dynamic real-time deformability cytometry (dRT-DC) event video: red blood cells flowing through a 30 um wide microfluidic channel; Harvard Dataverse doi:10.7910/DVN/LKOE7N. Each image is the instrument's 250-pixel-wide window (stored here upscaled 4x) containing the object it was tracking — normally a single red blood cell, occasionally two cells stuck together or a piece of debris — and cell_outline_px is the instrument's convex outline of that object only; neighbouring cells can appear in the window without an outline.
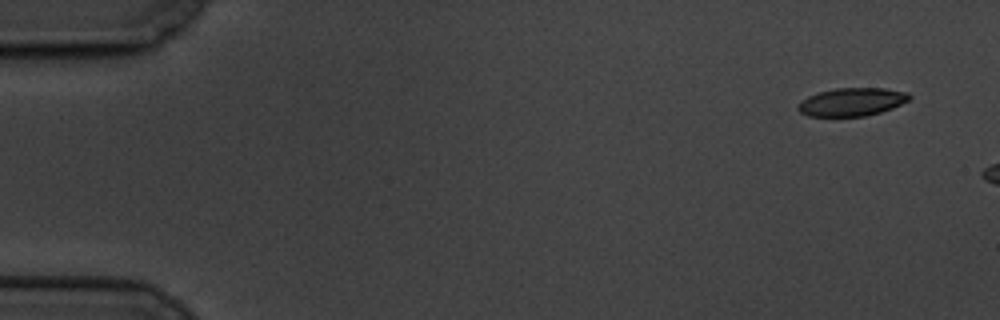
{"species": "common noctule bat (a hibernating species)", "species_latin": "Nyctalus noctula", "temperature_condition": "cold", "stored_images_in_passage": 3, "camera_frame_rate_fps": 3000, "um_per_image_px": 0.085, "animal": {"sex": "male", "body_mass_g": 19.5, "forearm_length_mm": 54.6}, "frame": {"image": 1, "passage_image": 1, "time_ms": 0.0, "image_size_px": [1000, 320], "cell_outline_px": [[912, 96], [908, 100], [892, 108], [880, 112], [864, 116], [808, 116], [800, 112], [796, 108], [796, 104], [800, 100], [808, 96], [820, 92], [836, 88], [884, 88], [908, 92]], "centroid_in_image_um": [72.37, 8.66], "position_along_channel_um": 12.6, "area_um2": 18.26}}